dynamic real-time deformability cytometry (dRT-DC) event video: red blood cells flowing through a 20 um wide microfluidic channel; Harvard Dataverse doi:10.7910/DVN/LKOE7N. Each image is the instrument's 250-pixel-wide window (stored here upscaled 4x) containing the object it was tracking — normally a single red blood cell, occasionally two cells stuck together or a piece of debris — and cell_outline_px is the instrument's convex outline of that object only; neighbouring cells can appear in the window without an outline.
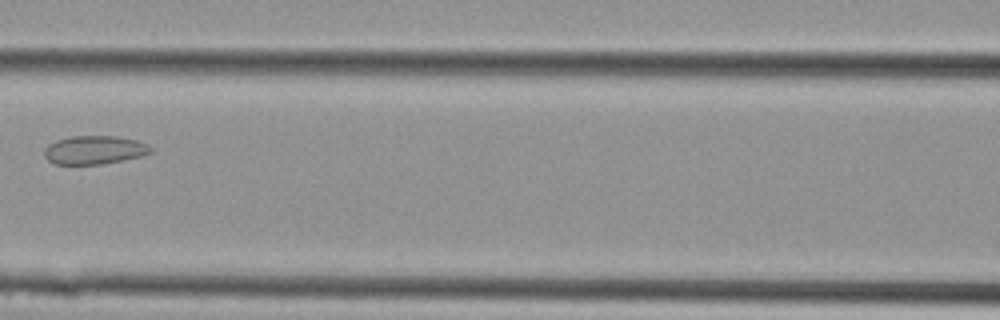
{"species": "Egyptian fruit bat (a non-hibernating species)", "species_latin": "Rousettus aegyptiacus", "temperature_condition": "cold", "stored_images_in_passage": 21, "camera_frame_rate_fps": 3000, "um_per_image_px": 0.085, "animal": {"sex": "female"}, "frame": {"image": 1, "passage_image": 6, "time_ms": 1.667, "image_size_px": [1000, 320], "cell_outline_px": [[152, 152], [140, 156], [104, 164], [52, 164], [44, 156], [44, 148], [48, 144], [56, 140], [72, 136], [116, 136], [136, 140], [148, 144], [152, 148]], "centroid_in_image_um": [8.0, 12.75], "position_along_channel_um": 158.6, "area_um2": 17.74}}
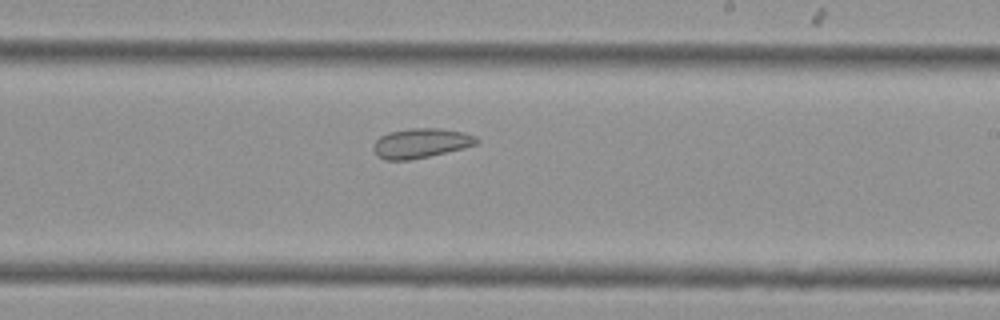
{"frame": {"image": 2, "passage_image": 10, "time_ms": 3.0, "image_size_px": [1000, 320], "cell_outline_px": [[480, 140], [476, 144], [464, 148], [428, 156], [408, 160], [384, 160], [376, 156], [372, 148], [372, 144], [380, 136], [388, 132], [408, 128], [440, 128], [464, 132], [476, 136]], "centroid_in_image_um": [35.74, 12.16], "position_along_channel_um": 253.3, "area_um2": 18.03}}
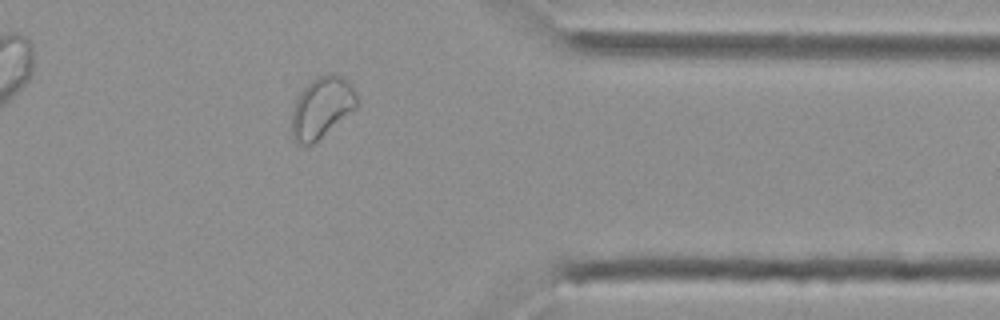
{"frame": {"image": 3, "passage_image": 16, "time_ms": 5.0, "image_size_px": [1000, 320], "cell_outline_px": [[360, 104], [356, 108], [312, 144], [296, 144], [292, 140], [292, 112], [296, 100], [300, 92], [316, 76], [332, 72], [344, 76], [348, 80], [356, 92]], "centroid_in_image_um": [27.37, 9.1], "position_along_channel_um": 384.0, "area_um2": 23.29}}